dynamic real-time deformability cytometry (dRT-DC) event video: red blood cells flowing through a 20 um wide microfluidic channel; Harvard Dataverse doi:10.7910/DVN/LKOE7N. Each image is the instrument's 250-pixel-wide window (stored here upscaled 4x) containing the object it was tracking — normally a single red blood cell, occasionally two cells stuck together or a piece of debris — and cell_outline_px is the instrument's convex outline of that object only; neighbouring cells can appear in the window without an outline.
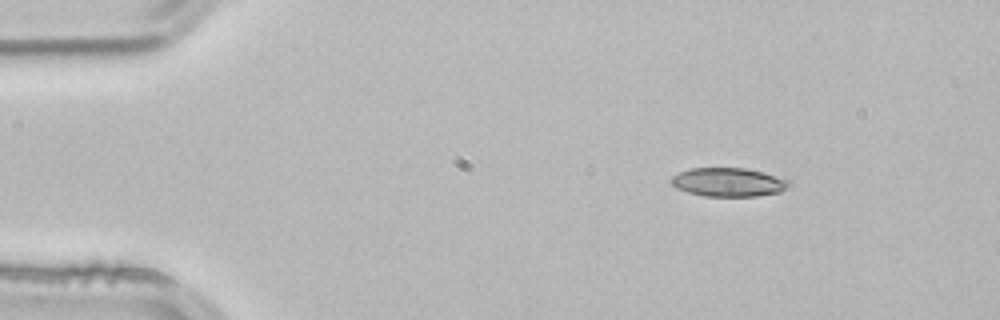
{"species": "common noctule bat (a hibernating species)", "species_latin": "Nyctalus noctula", "temperature_condition": "room temperature", "stored_images_in_passage": 2, "camera_frame_rate_fps": 3000, "um_per_image_px": 0.085, "animal": {"sex": "male", "body_mass_g": 21.5, "forearm_length_mm": 52.0}, "frame": {"image": 1, "passage_image": 1, "time_ms": 0.0, "image_size_px": [1000, 320], "cell_outline_px": [[792, 184], [780, 192], [756, 196], [704, 196], [688, 192], [676, 188], [668, 180], [672, 176], [688, 168], [748, 168], [764, 172], [788, 180]], "centroid_in_image_um": [61.9, 15.48], "position_along_channel_um": 23.1, "area_um2": 19.83}}